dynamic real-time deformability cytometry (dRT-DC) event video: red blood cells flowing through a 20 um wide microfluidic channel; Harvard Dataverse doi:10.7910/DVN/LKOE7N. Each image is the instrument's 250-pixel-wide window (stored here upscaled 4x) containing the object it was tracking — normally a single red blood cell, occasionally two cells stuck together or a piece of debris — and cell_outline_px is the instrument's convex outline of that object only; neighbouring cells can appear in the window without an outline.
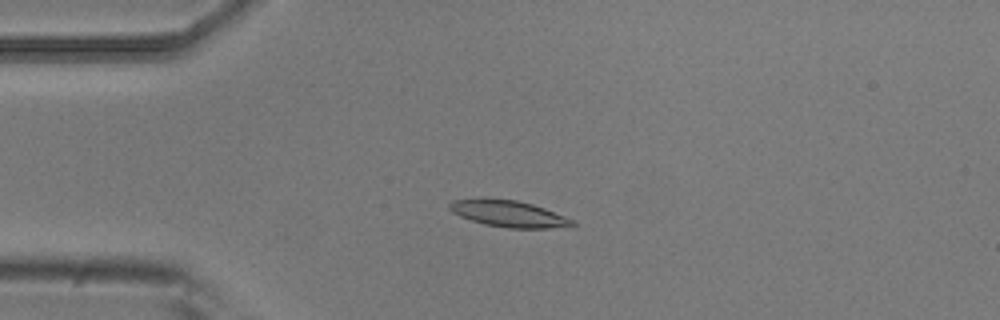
{"species": "common noctule bat (a hibernating species)", "species_latin": "Nyctalus noctula", "temperature_condition": "room temperature", "stored_images_in_passage": 7, "camera_frame_rate_fps": 3000, "um_per_image_px": 0.085, "animal": {"sex": "male", "body_mass_g": 20.5, "forearm_length_mm": 52.5}, "frame": {"image": 1, "passage_image": 4, "time_ms": 1.0, "image_size_px": [1000, 320], "cell_outline_px": [[576, 224], [548, 228], [508, 228], [484, 224], [460, 216], [452, 212], [448, 208], [448, 204], [452, 200], [516, 200], [532, 204], [544, 208], [564, 216], [572, 220]], "centroid_in_image_um": [43.21, 18.18], "position_along_channel_um": 41.8, "area_um2": 18.21}}
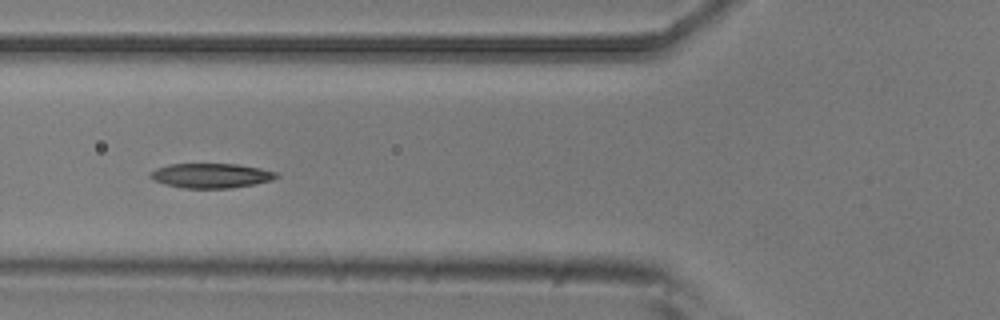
{"frame": {"image": 2, "passage_image": 6, "time_ms": 1.667, "image_size_px": [1000, 320], "cell_outline_px": [[280, 176], [272, 180], [256, 184], [232, 188], [184, 188], [164, 184], [152, 180], [148, 176], [148, 172], [156, 168], [168, 164], [236, 164], [260, 168], [276, 172]], "centroid_in_image_um": [17.91, 14.93], "position_along_channel_um": 107.9, "area_um2": 18.32}}
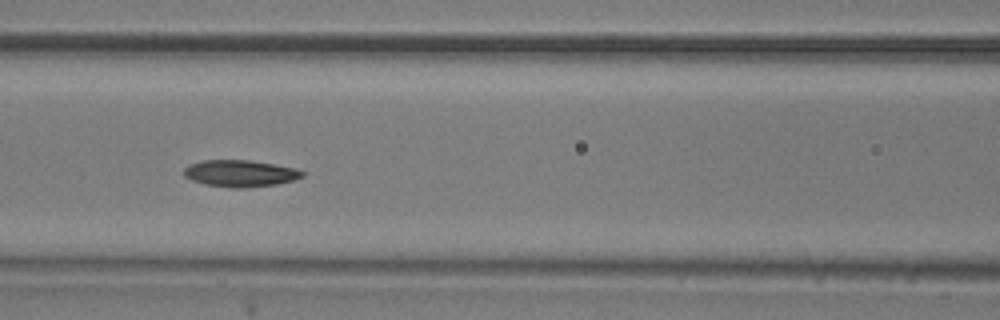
{"frame": {"image": 3, "passage_image": 7, "time_ms": 2.0, "image_size_px": [1000, 320], "cell_outline_px": [[304, 176], [292, 180], [276, 184], [244, 188], [232, 188], [204, 184], [192, 180], [184, 176], [184, 168], [188, 164], [200, 160], [248, 160], [296, 168], [304, 172]], "centroid_in_image_um": [20.37, 14.73], "position_along_channel_um": 146.2, "area_um2": 18.44}}